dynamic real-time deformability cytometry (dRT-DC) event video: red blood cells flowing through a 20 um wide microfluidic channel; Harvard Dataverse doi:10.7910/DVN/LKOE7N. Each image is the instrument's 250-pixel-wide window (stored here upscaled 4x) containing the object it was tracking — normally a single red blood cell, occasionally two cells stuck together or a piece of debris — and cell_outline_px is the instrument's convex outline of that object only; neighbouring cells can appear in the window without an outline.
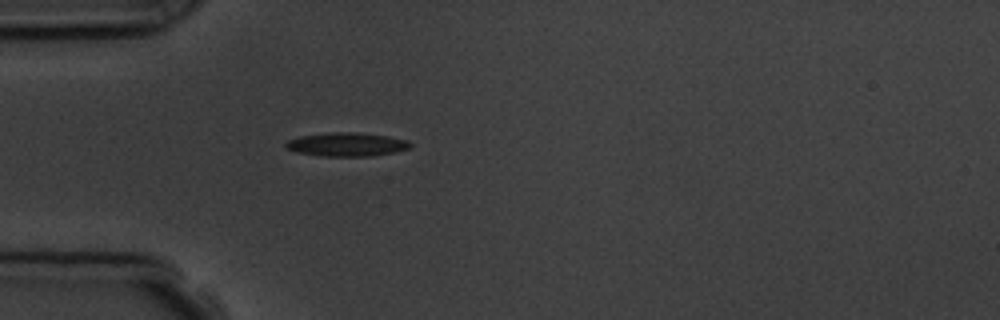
{"species": "common noctule bat (a hibernating species)", "species_latin": "Nyctalus noctula", "temperature_condition": "room temperature", "stored_images_in_passage": 1, "camera_frame_rate_fps": 3000, "um_per_image_px": 0.085, "animal": {"sex": "male", "body_mass_g": 19.5, "forearm_length_mm": 54.6}, "frame": {"image": 1, "passage_image": 1, "time_ms": 0.0, "image_size_px": [1000, 320], "cell_outline_px": [[412, 148], [372, 156], [320, 156], [296, 152], [288, 148], [284, 144], [288, 140], [300, 136], [328, 132], [360, 132], [388, 136], [408, 140], [412, 144]], "centroid_in_image_um": [29.49, 12.27], "position_along_channel_um": 55.5, "area_um2": 17.28}}